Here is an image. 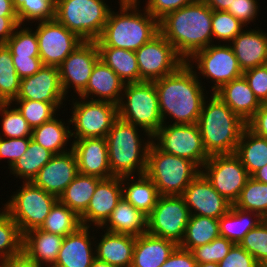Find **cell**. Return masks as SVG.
Returning <instances> with one entry per match:
<instances>
[{
    "mask_svg": "<svg viewBox=\"0 0 267 267\" xmlns=\"http://www.w3.org/2000/svg\"><path fill=\"white\" fill-rule=\"evenodd\" d=\"M251 177L256 181L267 184V165L255 172Z\"/></svg>",
    "mask_w": 267,
    "mask_h": 267,
    "instance_id": "obj_62",
    "label": "cell"
},
{
    "mask_svg": "<svg viewBox=\"0 0 267 267\" xmlns=\"http://www.w3.org/2000/svg\"><path fill=\"white\" fill-rule=\"evenodd\" d=\"M118 117L153 136L163 125L154 82L125 84L118 104Z\"/></svg>",
    "mask_w": 267,
    "mask_h": 267,
    "instance_id": "obj_8",
    "label": "cell"
},
{
    "mask_svg": "<svg viewBox=\"0 0 267 267\" xmlns=\"http://www.w3.org/2000/svg\"><path fill=\"white\" fill-rule=\"evenodd\" d=\"M197 267H219L218 263L209 262V263H201L197 264Z\"/></svg>",
    "mask_w": 267,
    "mask_h": 267,
    "instance_id": "obj_64",
    "label": "cell"
},
{
    "mask_svg": "<svg viewBox=\"0 0 267 267\" xmlns=\"http://www.w3.org/2000/svg\"><path fill=\"white\" fill-rule=\"evenodd\" d=\"M0 16H17L12 0H0Z\"/></svg>",
    "mask_w": 267,
    "mask_h": 267,
    "instance_id": "obj_61",
    "label": "cell"
},
{
    "mask_svg": "<svg viewBox=\"0 0 267 267\" xmlns=\"http://www.w3.org/2000/svg\"><path fill=\"white\" fill-rule=\"evenodd\" d=\"M91 267H115V266L110 265L107 262H103L98 259H95L93 263L91 264Z\"/></svg>",
    "mask_w": 267,
    "mask_h": 267,
    "instance_id": "obj_63",
    "label": "cell"
},
{
    "mask_svg": "<svg viewBox=\"0 0 267 267\" xmlns=\"http://www.w3.org/2000/svg\"><path fill=\"white\" fill-rule=\"evenodd\" d=\"M0 267H41L36 262L29 259L24 253L11 257L0 263Z\"/></svg>",
    "mask_w": 267,
    "mask_h": 267,
    "instance_id": "obj_59",
    "label": "cell"
},
{
    "mask_svg": "<svg viewBox=\"0 0 267 267\" xmlns=\"http://www.w3.org/2000/svg\"><path fill=\"white\" fill-rule=\"evenodd\" d=\"M235 154L249 176L267 165V139L256 135L247 126L242 131Z\"/></svg>",
    "mask_w": 267,
    "mask_h": 267,
    "instance_id": "obj_32",
    "label": "cell"
},
{
    "mask_svg": "<svg viewBox=\"0 0 267 267\" xmlns=\"http://www.w3.org/2000/svg\"><path fill=\"white\" fill-rule=\"evenodd\" d=\"M111 10L105 0H56L55 19L83 41H96Z\"/></svg>",
    "mask_w": 267,
    "mask_h": 267,
    "instance_id": "obj_7",
    "label": "cell"
},
{
    "mask_svg": "<svg viewBox=\"0 0 267 267\" xmlns=\"http://www.w3.org/2000/svg\"><path fill=\"white\" fill-rule=\"evenodd\" d=\"M135 53L140 82H153L168 76L186 62L160 32Z\"/></svg>",
    "mask_w": 267,
    "mask_h": 267,
    "instance_id": "obj_15",
    "label": "cell"
},
{
    "mask_svg": "<svg viewBox=\"0 0 267 267\" xmlns=\"http://www.w3.org/2000/svg\"><path fill=\"white\" fill-rule=\"evenodd\" d=\"M111 233L138 237L147 233V215L136 209L123 197L113 209L110 217L100 227Z\"/></svg>",
    "mask_w": 267,
    "mask_h": 267,
    "instance_id": "obj_30",
    "label": "cell"
},
{
    "mask_svg": "<svg viewBox=\"0 0 267 267\" xmlns=\"http://www.w3.org/2000/svg\"><path fill=\"white\" fill-rule=\"evenodd\" d=\"M178 245L148 233L136 237L131 267H160Z\"/></svg>",
    "mask_w": 267,
    "mask_h": 267,
    "instance_id": "obj_29",
    "label": "cell"
},
{
    "mask_svg": "<svg viewBox=\"0 0 267 267\" xmlns=\"http://www.w3.org/2000/svg\"><path fill=\"white\" fill-rule=\"evenodd\" d=\"M80 226V217L58 199L40 229L65 237L74 233Z\"/></svg>",
    "mask_w": 267,
    "mask_h": 267,
    "instance_id": "obj_39",
    "label": "cell"
},
{
    "mask_svg": "<svg viewBox=\"0 0 267 267\" xmlns=\"http://www.w3.org/2000/svg\"><path fill=\"white\" fill-rule=\"evenodd\" d=\"M167 124L152 136V142L166 153L192 161L201 170L210 156L204 149L197 123Z\"/></svg>",
    "mask_w": 267,
    "mask_h": 267,
    "instance_id": "obj_12",
    "label": "cell"
},
{
    "mask_svg": "<svg viewBox=\"0 0 267 267\" xmlns=\"http://www.w3.org/2000/svg\"><path fill=\"white\" fill-rule=\"evenodd\" d=\"M211 95V98H205L197 121L204 149L209 156L235 153L247 123L217 94L211 93Z\"/></svg>",
    "mask_w": 267,
    "mask_h": 267,
    "instance_id": "obj_4",
    "label": "cell"
},
{
    "mask_svg": "<svg viewBox=\"0 0 267 267\" xmlns=\"http://www.w3.org/2000/svg\"><path fill=\"white\" fill-rule=\"evenodd\" d=\"M55 116L52 120L43 123L41 126L32 129V140L44 147L45 149L55 154H61L72 149L65 146L71 142V130L69 127L70 121L63 122L62 119H57ZM69 141V142H68Z\"/></svg>",
    "mask_w": 267,
    "mask_h": 267,
    "instance_id": "obj_33",
    "label": "cell"
},
{
    "mask_svg": "<svg viewBox=\"0 0 267 267\" xmlns=\"http://www.w3.org/2000/svg\"><path fill=\"white\" fill-rule=\"evenodd\" d=\"M198 78L201 77L185 62L175 72L153 81L163 124L169 123L166 122L167 116L173 118L170 124L197 123L207 97L204 91L206 87Z\"/></svg>",
    "mask_w": 267,
    "mask_h": 267,
    "instance_id": "obj_1",
    "label": "cell"
},
{
    "mask_svg": "<svg viewBox=\"0 0 267 267\" xmlns=\"http://www.w3.org/2000/svg\"><path fill=\"white\" fill-rule=\"evenodd\" d=\"M64 237L35 228L23 234V253L41 267H53Z\"/></svg>",
    "mask_w": 267,
    "mask_h": 267,
    "instance_id": "obj_26",
    "label": "cell"
},
{
    "mask_svg": "<svg viewBox=\"0 0 267 267\" xmlns=\"http://www.w3.org/2000/svg\"><path fill=\"white\" fill-rule=\"evenodd\" d=\"M218 265L219 267H260L255 258L239 244H234Z\"/></svg>",
    "mask_w": 267,
    "mask_h": 267,
    "instance_id": "obj_52",
    "label": "cell"
},
{
    "mask_svg": "<svg viewBox=\"0 0 267 267\" xmlns=\"http://www.w3.org/2000/svg\"><path fill=\"white\" fill-rule=\"evenodd\" d=\"M247 127L256 135L267 139V102H263L259 110L247 122Z\"/></svg>",
    "mask_w": 267,
    "mask_h": 267,
    "instance_id": "obj_57",
    "label": "cell"
},
{
    "mask_svg": "<svg viewBox=\"0 0 267 267\" xmlns=\"http://www.w3.org/2000/svg\"><path fill=\"white\" fill-rule=\"evenodd\" d=\"M260 267H267V261L264 262Z\"/></svg>",
    "mask_w": 267,
    "mask_h": 267,
    "instance_id": "obj_66",
    "label": "cell"
},
{
    "mask_svg": "<svg viewBox=\"0 0 267 267\" xmlns=\"http://www.w3.org/2000/svg\"><path fill=\"white\" fill-rule=\"evenodd\" d=\"M124 85L115 71L99 59L92 70L86 89L79 97L88 99L90 96V100L108 101L118 105Z\"/></svg>",
    "mask_w": 267,
    "mask_h": 267,
    "instance_id": "obj_25",
    "label": "cell"
},
{
    "mask_svg": "<svg viewBox=\"0 0 267 267\" xmlns=\"http://www.w3.org/2000/svg\"><path fill=\"white\" fill-rule=\"evenodd\" d=\"M22 188L10 196L3 209L17 223L22 234L40 228L58 198L33 182H22Z\"/></svg>",
    "mask_w": 267,
    "mask_h": 267,
    "instance_id": "obj_9",
    "label": "cell"
},
{
    "mask_svg": "<svg viewBox=\"0 0 267 267\" xmlns=\"http://www.w3.org/2000/svg\"><path fill=\"white\" fill-rule=\"evenodd\" d=\"M126 1H139V0H119V2H126Z\"/></svg>",
    "mask_w": 267,
    "mask_h": 267,
    "instance_id": "obj_65",
    "label": "cell"
},
{
    "mask_svg": "<svg viewBox=\"0 0 267 267\" xmlns=\"http://www.w3.org/2000/svg\"><path fill=\"white\" fill-rule=\"evenodd\" d=\"M228 44L243 72L267 63V33L263 30L243 29Z\"/></svg>",
    "mask_w": 267,
    "mask_h": 267,
    "instance_id": "obj_24",
    "label": "cell"
},
{
    "mask_svg": "<svg viewBox=\"0 0 267 267\" xmlns=\"http://www.w3.org/2000/svg\"><path fill=\"white\" fill-rule=\"evenodd\" d=\"M233 245L232 241L219 236L210 243L194 248L191 252L197 264L219 263L228 254Z\"/></svg>",
    "mask_w": 267,
    "mask_h": 267,
    "instance_id": "obj_49",
    "label": "cell"
},
{
    "mask_svg": "<svg viewBox=\"0 0 267 267\" xmlns=\"http://www.w3.org/2000/svg\"><path fill=\"white\" fill-rule=\"evenodd\" d=\"M138 128L147 136V140L140 138L141 131ZM106 140L112 177L145 174L148 149L152 142V136L147 131L118 117Z\"/></svg>",
    "mask_w": 267,
    "mask_h": 267,
    "instance_id": "obj_5",
    "label": "cell"
},
{
    "mask_svg": "<svg viewBox=\"0 0 267 267\" xmlns=\"http://www.w3.org/2000/svg\"><path fill=\"white\" fill-rule=\"evenodd\" d=\"M19 25L18 16H0V44H6Z\"/></svg>",
    "mask_w": 267,
    "mask_h": 267,
    "instance_id": "obj_58",
    "label": "cell"
},
{
    "mask_svg": "<svg viewBox=\"0 0 267 267\" xmlns=\"http://www.w3.org/2000/svg\"><path fill=\"white\" fill-rule=\"evenodd\" d=\"M186 62L193 68L196 74L198 73L200 76L202 74L203 79L206 77L207 80L210 79L212 83L214 82V85L211 87L213 93L224 84L243 75V71L229 44H211L195 52ZM194 63L197 67L193 66Z\"/></svg>",
    "mask_w": 267,
    "mask_h": 267,
    "instance_id": "obj_11",
    "label": "cell"
},
{
    "mask_svg": "<svg viewBox=\"0 0 267 267\" xmlns=\"http://www.w3.org/2000/svg\"><path fill=\"white\" fill-rule=\"evenodd\" d=\"M215 94L246 123L262 104L243 75L224 84Z\"/></svg>",
    "mask_w": 267,
    "mask_h": 267,
    "instance_id": "obj_27",
    "label": "cell"
},
{
    "mask_svg": "<svg viewBox=\"0 0 267 267\" xmlns=\"http://www.w3.org/2000/svg\"><path fill=\"white\" fill-rule=\"evenodd\" d=\"M213 40L230 43L245 27L237 18L227 11L212 10Z\"/></svg>",
    "mask_w": 267,
    "mask_h": 267,
    "instance_id": "obj_47",
    "label": "cell"
},
{
    "mask_svg": "<svg viewBox=\"0 0 267 267\" xmlns=\"http://www.w3.org/2000/svg\"><path fill=\"white\" fill-rule=\"evenodd\" d=\"M10 103H0V116H1V135L3 138H22L31 137L32 128L24 119L18 109L14 106L11 107Z\"/></svg>",
    "mask_w": 267,
    "mask_h": 267,
    "instance_id": "obj_45",
    "label": "cell"
},
{
    "mask_svg": "<svg viewBox=\"0 0 267 267\" xmlns=\"http://www.w3.org/2000/svg\"><path fill=\"white\" fill-rule=\"evenodd\" d=\"M263 220L267 223V215L263 218Z\"/></svg>",
    "mask_w": 267,
    "mask_h": 267,
    "instance_id": "obj_67",
    "label": "cell"
},
{
    "mask_svg": "<svg viewBox=\"0 0 267 267\" xmlns=\"http://www.w3.org/2000/svg\"><path fill=\"white\" fill-rule=\"evenodd\" d=\"M160 267H197V262L190 250L178 245Z\"/></svg>",
    "mask_w": 267,
    "mask_h": 267,
    "instance_id": "obj_56",
    "label": "cell"
},
{
    "mask_svg": "<svg viewBox=\"0 0 267 267\" xmlns=\"http://www.w3.org/2000/svg\"><path fill=\"white\" fill-rule=\"evenodd\" d=\"M196 0H147L145 9L158 21L167 13L178 10Z\"/></svg>",
    "mask_w": 267,
    "mask_h": 267,
    "instance_id": "obj_54",
    "label": "cell"
},
{
    "mask_svg": "<svg viewBox=\"0 0 267 267\" xmlns=\"http://www.w3.org/2000/svg\"><path fill=\"white\" fill-rule=\"evenodd\" d=\"M190 215L181 195H159L155 207L147 216V233L180 245Z\"/></svg>",
    "mask_w": 267,
    "mask_h": 267,
    "instance_id": "obj_13",
    "label": "cell"
},
{
    "mask_svg": "<svg viewBox=\"0 0 267 267\" xmlns=\"http://www.w3.org/2000/svg\"><path fill=\"white\" fill-rule=\"evenodd\" d=\"M257 0H234L227 12L247 26L257 18L259 6ZM256 17V18H255Z\"/></svg>",
    "mask_w": 267,
    "mask_h": 267,
    "instance_id": "obj_53",
    "label": "cell"
},
{
    "mask_svg": "<svg viewBox=\"0 0 267 267\" xmlns=\"http://www.w3.org/2000/svg\"><path fill=\"white\" fill-rule=\"evenodd\" d=\"M100 180L96 176L78 173L59 200L80 216L87 209Z\"/></svg>",
    "mask_w": 267,
    "mask_h": 267,
    "instance_id": "obj_36",
    "label": "cell"
},
{
    "mask_svg": "<svg viewBox=\"0 0 267 267\" xmlns=\"http://www.w3.org/2000/svg\"><path fill=\"white\" fill-rule=\"evenodd\" d=\"M23 253V234L17 223L0 210V263Z\"/></svg>",
    "mask_w": 267,
    "mask_h": 267,
    "instance_id": "obj_40",
    "label": "cell"
},
{
    "mask_svg": "<svg viewBox=\"0 0 267 267\" xmlns=\"http://www.w3.org/2000/svg\"><path fill=\"white\" fill-rule=\"evenodd\" d=\"M71 145L77 159L78 173L101 179L112 177L106 138L73 139Z\"/></svg>",
    "mask_w": 267,
    "mask_h": 267,
    "instance_id": "obj_22",
    "label": "cell"
},
{
    "mask_svg": "<svg viewBox=\"0 0 267 267\" xmlns=\"http://www.w3.org/2000/svg\"><path fill=\"white\" fill-rule=\"evenodd\" d=\"M11 104L17 105L14 107L18 109L32 129L52 120L57 116L58 109L63 108L60 106L64 105L63 103L41 102L29 99H15Z\"/></svg>",
    "mask_w": 267,
    "mask_h": 267,
    "instance_id": "obj_42",
    "label": "cell"
},
{
    "mask_svg": "<svg viewBox=\"0 0 267 267\" xmlns=\"http://www.w3.org/2000/svg\"><path fill=\"white\" fill-rule=\"evenodd\" d=\"M212 9L196 0L159 20V32L187 61L195 52L214 44Z\"/></svg>",
    "mask_w": 267,
    "mask_h": 267,
    "instance_id": "obj_2",
    "label": "cell"
},
{
    "mask_svg": "<svg viewBox=\"0 0 267 267\" xmlns=\"http://www.w3.org/2000/svg\"><path fill=\"white\" fill-rule=\"evenodd\" d=\"M99 59L95 41H83L65 58L59 66L60 83L65 96L71 87L78 96L86 89Z\"/></svg>",
    "mask_w": 267,
    "mask_h": 267,
    "instance_id": "obj_17",
    "label": "cell"
},
{
    "mask_svg": "<svg viewBox=\"0 0 267 267\" xmlns=\"http://www.w3.org/2000/svg\"><path fill=\"white\" fill-rule=\"evenodd\" d=\"M20 25L55 19L56 0H14Z\"/></svg>",
    "mask_w": 267,
    "mask_h": 267,
    "instance_id": "obj_44",
    "label": "cell"
},
{
    "mask_svg": "<svg viewBox=\"0 0 267 267\" xmlns=\"http://www.w3.org/2000/svg\"><path fill=\"white\" fill-rule=\"evenodd\" d=\"M200 172L192 161L166 153L151 142L145 174L153 181L159 195H182Z\"/></svg>",
    "mask_w": 267,
    "mask_h": 267,
    "instance_id": "obj_6",
    "label": "cell"
},
{
    "mask_svg": "<svg viewBox=\"0 0 267 267\" xmlns=\"http://www.w3.org/2000/svg\"><path fill=\"white\" fill-rule=\"evenodd\" d=\"M74 100L71 109L72 116L68 119L70 124H74L72 125L74 131L71 130V138L73 136L75 140L95 137L106 138L113 123L118 118V105L108 101L86 100L81 97Z\"/></svg>",
    "mask_w": 267,
    "mask_h": 267,
    "instance_id": "obj_10",
    "label": "cell"
},
{
    "mask_svg": "<svg viewBox=\"0 0 267 267\" xmlns=\"http://www.w3.org/2000/svg\"><path fill=\"white\" fill-rule=\"evenodd\" d=\"M134 178V176L121 177L122 197L148 216L159 197L157 188L146 174L138 175L136 180Z\"/></svg>",
    "mask_w": 267,
    "mask_h": 267,
    "instance_id": "obj_31",
    "label": "cell"
},
{
    "mask_svg": "<svg viewBox=\"0 0 267 267\" xmlns=\"http://www.w3.org/2000/svg\"><path fill=\"white\" fill-rule=\"evenodd\" d=\"M261 221L263 218L258 213L232 205L230 210L218 219L219 233L234 244H239L248 231L254 229Z\"/></svg>",
    "mask_w": 267,
    "mask_h": 267,
    "instance_id": "obj_34",
    "label": "cell"
},
{
    "mask_svg": "<svg viewBox=\"0 0 267 267\" xmlns=\"http://www.w3.org/2000/svg\"><path fill=\"white\" fill-rule=\"evenodd\" d=\"M53 155L52 152L31 139L26 152L9 168L10 172L16 178H22L23 182H32Z\"/></svg>",
    "mask_w": 267,
    "mask_h": 267,
    "instance_id": "obj_37",
    "label": "cell"
},
{
    "mask_svg": "<svg viewBox=\"0 0 267 267\" xmlns=\"http://www.w3.org/2000/svg\"><path fill=\"white\" fill-rule=\"evenodd\" d=\"M89 229V226H80L74 233L64 237L53 267H91L96 259L93 248L96 237L90 236Z\"/></svg>",
    "mask_w": 267,
    "mask_h": 267,
    "instance_id": "obj_23",
    "label": "cell"
},
{
    "mask_svg": "<svg viewBox=\"0 0 267 267\" xmlns=\"http://www.w3.org/2000/svg\"><path fill=\"white\" fill-rule=\"evenodd\" d=\"M22 26L19 25L15 29L13 35L6 43L11 51V56L39 57L36 32L32 28L25 25Z\"/></svg>",
    "mask_w": 267,
    "mask_h": 267,
    "instance_id": "obj_46",
    "label": "cell"
},
{
    "mask_svg": "<svg viewBox=\"0 0 267 267\" xmlns=\"http://www.w3.org/2000/svg\"><path fill=\"white\" fill-rule=\"evenodd\" d=\"M12 59L20 79L34 75L43 66L40 57L12 56Z\"/></svg>",
    "mask_w": 267,
    "mask_h": 267,
    "instance_id": "obj_55",
    "label": "cell"
},
{
    "mask_svg": "<svg viewBox=\"0 0 267 267\" xmlns=\"http://www.w3.org/2000/svg\"><path fill=\"white\" fill-rule=\"evenodd\" d=\"M234 206L258 213L264 218L267 215V184L256 181L250 176Z\"/></svg>",
    "mask_w": 267,
    "mask_h": 267,
    "instance_id": "obj_43",
    "label": "cell"
},
{
    "mask_svg": "<svg viewBox=\"0 0 267 267\" xmlns=\"http://www.w3.org/2000/svg\"><path fill=\"white\" fill-rule=\"evenodd\" d=\"M31 137L3 138L0 137V160L8 159L10 168L27 150Z\"/></svg>",
    "mask_w": 267,
    "mask_h": 267,
    "instance_id": "obj_50",
    "label": "cell"
},
{
    "mask_svg": "<svg viewBox=\"0 0 267 267\" xmlns=\"http://www.w3.org/2000/svg\"><path fill=\"white\" fill-rule=\"evenodd\" d=\"M122 198L121 177L101 179L87 206V209L79 216L82 226L100 227L110 217L113 209Z\"/></svg>",
    "mask_w": 267,
    "mask_h": 267,
    "instance_id": "obj_19",
    "label": "cell"
},
{
    "mask_svg": "<svg viewBox=\"0 0 267 267\" xmlns=\"http://www.w3.org/2000/svg\"><path fill=\"white\" fill-rule=\"evenodd\" d=\"M219 222L216 218L190 215L180 247L192 251L219 237Z\"/></svg>",
    "mask_w": 267,
    "mask_h": 267,
    "instance_id": "obj_38",
    "label": "cell"
},
{
    "mask_svg": "<svg viewBox=\"0 0 267 267\" xmlns=\"http://www.w3.org/2000/svg\"><path fill=\"white\" fill-rule=\"evenodd\" d=\"M39 57L44 66L59 67L83 40L56 19L37 22Z\"/></svg>",
    "mask_w": 267,
    "mask_h": 267,
    "instance_id": "obj_16",
    "label": "cell"
},
{
    "mask_svg": "<svg viewBox=\"0 0 267 267\" xmlns=\"http://www.w3.org/2000/svg\"><path fill=\"white\" fill-rule=\"evenodd\" d=\"M100 59L125 83L140 82L135 51L115 47H98Z\"/></svg>",
    "mask_w": 267,
    "mask_h": 267,
    "instance_id": "obj_35",
    "label": "cell"
},
{
    "mask_svg": "<svg viewBox=\"0 0 267 267\" xmlns=\"http://www.w3.org/2000/svg\"><path fill=\"white\" fill-rule=\"evenodd\" d=\"M101 237L98 243L95 240L96 259L115 267H131L136 237L105 230Z\"/></svg>",
    "mask_w": 267,
    "mask_h": 267,
    "instance_id": "obj_28",
    "label": "cell"
},
{
    "mask_svg": "<svg viewBox=\"0 0 267 267\" xmlns=\"http://www.w3.org/2000/svg\"><path fill=\"white\" fill-rule=\"evenodd\" d=\"M16 99L63 103L67 99L61 87L59 67L43 65L34 75L21 79Z\"/></svg>",
    "mask_w": 267,
    "mask_h": 267,
    "instance_id": "obj_21",
    "label": "cell"
},
{
    "mask_svg": "<svg viewBox=\"0 0 267 267\" xmlns=\"http://www.w3.org/2000/svg\"><path fill=\"white\" fill-rule=\"evenodd\" d=\"M243 76L258 100L267 102V64L244 71Z\"/></svg>",
    "mask_w": 267,
    "mask_h": 267,
    "instance_id": "obj_51",
    "label": "cell"
},
{
    "mask_svg": "<svg viewBox=\"0 0 267 267\" xmlns=\"http://www.w3.org/2000/svg\"><path fill=\"white\" fill-rule=\"evenodd\" d=\"M20 81L10 49L6 44H0V103H10L17 98Z\"/></svg>",
    "mask_w": 267,
    "mask_h": 267,
    "instance_id": "obj_41",
    "label": "cell"
},
{
    "mask_svg": "<svg viewBox=\"0 0 267 267\" xmlns=\"http://www.w3.org/2000/svg\"><path fill=\"white\" fill-rule=\"evenodd\" d=\"M201 172L213 188L232 205L250 177L235 153L211 155Z\"/></svg>",
    "mask_w": 267,
    "mask_h": 267,
    "instance_id": "obj_14",
    "label": "cell"
},
{
    "mask_svg": "<svg viewBox=\"0 0 267 267\" xmlns=\"http://www.w3.org/2000/svg\"><path fill=\"white\" fill-rule=\"evenodd\" d=\"M118 3L120 12L110 11L103 31L95 42L97 47L137 51L159 33V21L145 8L143 11L139 9L140 1Z\"/></svg>",
    "mask_w": 267,
    "mask_h": 267,
    "instance_id": "obj_3",
    "label": "cell"
},
{
    "mask_svg": "<svg viewBox=\"0 0 267 267\" xmlns=\"http://www.w3.org/2000/svg\"><path fill=\"white\" fill-rule=\"evenodd\" d=\"M77 174V159L71 149L67 152L53 155L32 182L59 199Z\"/></svg>",
    "mask_w": 267,
    "mask_h": 267,
    "instance_id": "obj_20",
    "label": "cell"
},
{
    "mask_svg": "<svg viewBox=\"0 0 267 267\" xmlns=\"http://www.w3.org/2000/svg\"><path fill=\"white\" fill-rule=\"evenodd\" d=\"M239 245L261 266L267 261V223L263 220L254 229L248 231Z\"/></svg>",
    "mask_w": 267,
    "mask_h": 267,
    "instance_id": "obj_48",
    "label": "cell"
},
{
    "mask_svg": "<svg viewBox=\"0 0 267 267\" xmlns=\"http://www.w3.org/2000/svg\"><path fill=\"white\" fill-rule=\"evenodd\" d=\"M212 10L215 11H227L229 7H232L234 0H202Z\"/></svg>",
    "mask_w": 267,
    "mask_h": 267,
    "instance_id": "obj_60",
    "label": "cell"
},
{
    "mask_svg": "<svg viewBox=\"0 0 267 267\" xmlns=\"http://www.w3.org/2000/svg\"><path fill=\"white\" fill-rule=\"evenodd\" d=\"M181 196L191 215L219 219L232 206L230 202L213 188L202 172L192 180Z\"/></svg>",
    "mask_w": 267,
    "mask_h": 267,
    "instance_id": "obj_18",
    "label": "cell"
}]
</instances>
